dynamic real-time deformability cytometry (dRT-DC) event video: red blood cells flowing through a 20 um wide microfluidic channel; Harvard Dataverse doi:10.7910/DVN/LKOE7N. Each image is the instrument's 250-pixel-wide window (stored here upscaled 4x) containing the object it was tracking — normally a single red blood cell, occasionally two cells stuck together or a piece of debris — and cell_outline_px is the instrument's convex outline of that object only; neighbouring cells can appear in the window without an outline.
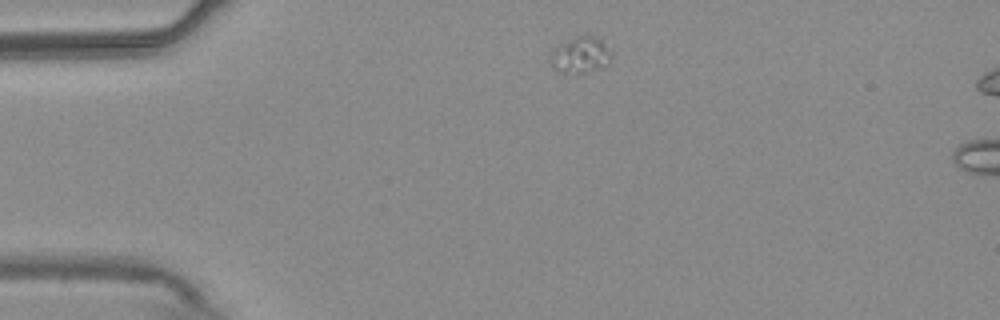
{"species": "common noctule bat (a hibernating species)", "species_latin": "Nyctalus noctula", "temperature_condition": "warm", "stored_images_in_passage": 5, "camera_frame_rate_fps": 3000, "um_per_image_px": 0.085, "animal": {"sex": "male", "body_mass_g": 20.4}, "frame": {"image": 1, "passage_image": 1, "time_ms": 0.0, "image_size_px": [1000, 320], "cell_outline_px": [[612, 56], [608, 64], [600, 68], [584, 72], [556, 72], [548, 64], [548, 56], [560, 44], [576, 36], [600, 36], [612, 48]], "centroid_in_image_um": [49.36, 4.66], "position_along_channel_um": 35.6, "area_um2": 13.29}}